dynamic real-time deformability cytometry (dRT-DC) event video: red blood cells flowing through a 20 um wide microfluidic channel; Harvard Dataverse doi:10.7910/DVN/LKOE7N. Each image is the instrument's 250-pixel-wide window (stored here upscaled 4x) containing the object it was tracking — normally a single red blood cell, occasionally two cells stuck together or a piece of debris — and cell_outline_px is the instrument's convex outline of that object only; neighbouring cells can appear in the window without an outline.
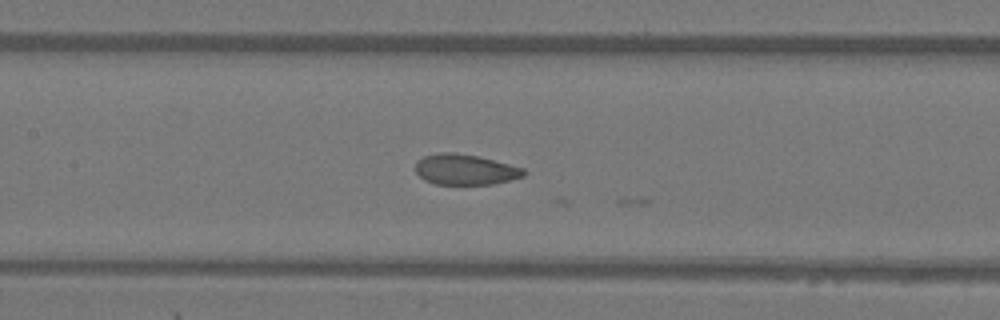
{"species": "Egyptian fruit bat (a non-hibernating species)", "species_latin": "Rousettus aegyptiacus", "temperature_condition": "warm", "stored_images_in_passage": 24, "camera_frame_rate_fps": 3000, "um_per_image_px": 0.085, "animal": {"sex": "female"}, "frame": {"image": 1, "passage_image": 23, "time_ms": 7.333, "image_size_px": [1000, 320], "cell_outline_px": [[528, 172], [524, 176], [492, 184], [436, 184], [424, 180], [416, 172], [416, 160], [424, 156], [440, 152], [452, 152], [480, 156], [524, 168]], "centroid_in_image_um": [39.55, 14.4], "position_along_channel_um": 167.9, "area_um2": 19.36}}